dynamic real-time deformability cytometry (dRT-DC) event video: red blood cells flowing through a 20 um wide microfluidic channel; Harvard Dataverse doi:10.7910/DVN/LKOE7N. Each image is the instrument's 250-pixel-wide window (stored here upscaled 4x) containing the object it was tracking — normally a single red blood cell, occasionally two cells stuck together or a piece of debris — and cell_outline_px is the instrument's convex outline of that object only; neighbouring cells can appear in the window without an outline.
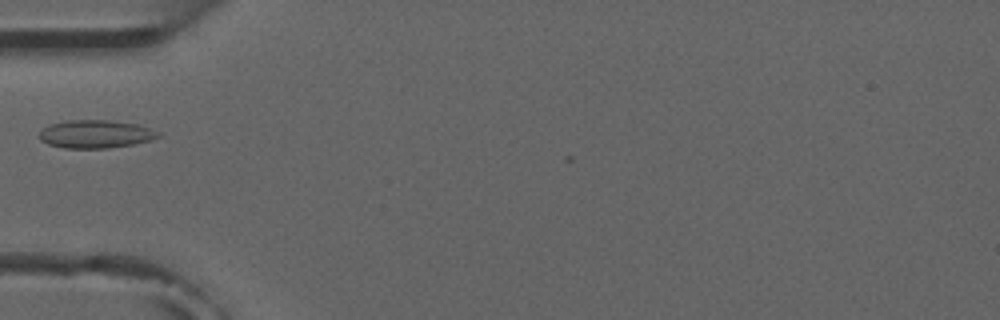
{"species": "common noctule bat (a hibernating species)", "species_latin": "Nyctalus noctula", "temperature_condition": "room temperature", "stored_images_in_passage": 3, "camera_frame_rate_fps": 3000, "um_per_image_px": 0.085, "animal": {"sex": "male", "forearm_length_mm": 52.5}, "frame": {"image": 1, "passage_image": 3, "time_ms": 2.333, "image_size_px": [1000, 320], "cell_outline_px": [[160, 136], [148, 140], [132, 144], [108, 148], [64, 148], [48, 144], [40, 140], [40, 132], [48, 124], [64, 120], [108, 120], [136, 124], [160, 132]], "centroid_in_image_um": [8.07, 11.39], "position_along_channel_um": 76.9, "area_um2": 19.31}}